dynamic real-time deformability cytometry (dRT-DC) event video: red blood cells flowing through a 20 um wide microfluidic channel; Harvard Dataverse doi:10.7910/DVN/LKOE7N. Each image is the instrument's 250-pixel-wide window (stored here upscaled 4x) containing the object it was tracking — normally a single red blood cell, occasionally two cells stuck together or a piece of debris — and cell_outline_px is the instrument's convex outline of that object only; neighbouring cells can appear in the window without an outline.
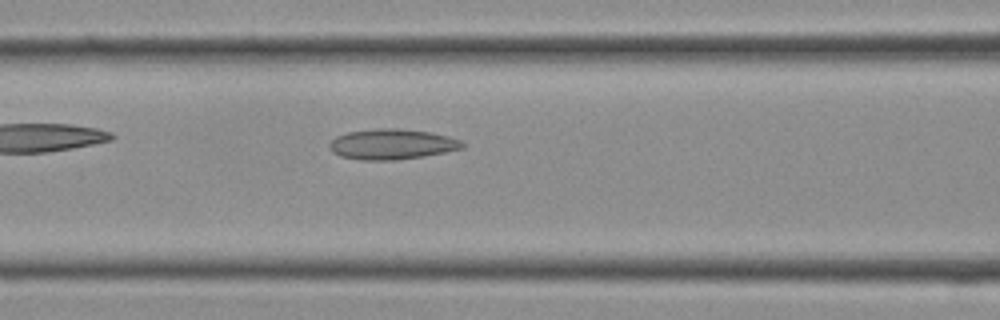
{"species": "Egyptian fruit bat (a non-hibernating species)", "species_latin": "Rousettus aegyptiacus", "temperature_condition": "cold", "stored_images_in_passage": 7, "camera_frame_rate_fps": 3000, "um_per_image_px": 0.085, "frame": {"image": 1, "passage_image": 5, "time_ms": 1.333, "image_size_px": [1000, 320], "cell_outline_px": [[464, 148], [424, 156], [396, 160], [360, 160], [340, 156], [332, 152], [328, 144], [336, 136], [348, 132], [380, 128], [400, 128], [432, 132], [448, 136], [460, 140], [464, 144]], "centroid_in_image_um": [33.31, 12.25], "position_along_channel_um": 133.3, "area_um2": 23.64}}
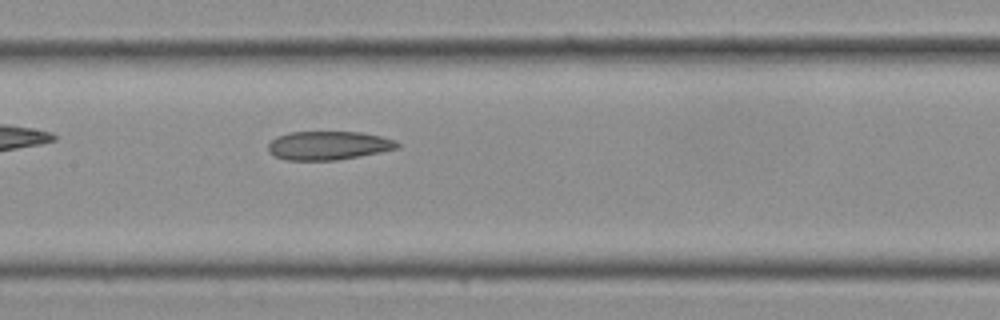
{"frame": {"image": 2, "passage_image": 7, "time_ms": 2.0, "image_size_px": [1000, 320], "cell_outline_px": [[400, 148], [380, 152], [336, 160], [284, 160], [268, 152], [268, 144], [276, 136], [288, 132], [360, 132], [380, 136], [396, 140], [400, 144]], "centroid_in_image_um": [27.91, 12.36], "position_along_channel_um": 179.5, "area_um2": 21.62}}